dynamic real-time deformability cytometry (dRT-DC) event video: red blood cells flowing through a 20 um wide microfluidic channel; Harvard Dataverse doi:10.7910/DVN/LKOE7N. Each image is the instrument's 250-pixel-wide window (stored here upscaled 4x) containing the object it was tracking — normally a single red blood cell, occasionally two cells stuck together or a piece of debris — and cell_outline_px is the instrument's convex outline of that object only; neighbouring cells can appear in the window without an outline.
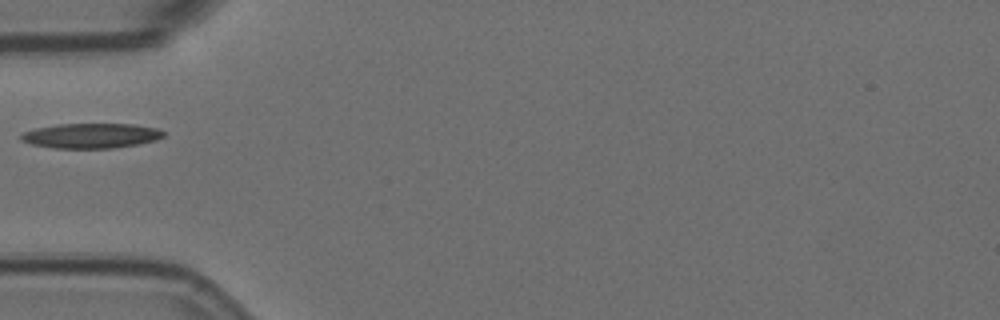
{"species": "Egyptian fruit bat (a non-hibernating species)", "species_latin": "Rousettus aegyptiacus", "temperature_condition": "room temperature", "stored_images_in_passage": 3, "camera_frame_rate_fps": 3000, "um_per_image_px": 0.085, "animal": {"sex": "female"}, "frame": {"image": 1, "passage_image": 3, "time_ms": 0.667, "image_size_px": [1000, 320], "cell_outline_px": [[164, 136], [156, 140], [136, 144], [112, 148], [56, 148], [32, 144], [20, 140], [20, 136], [24, 132], [36, 128], [56, 124], [132, 124], [156, 128], [164, 132]], "centroid_in_image_um": [7.72, 11.53], "position_along_channel_um": 77.3, "area_um2": 20.52}}